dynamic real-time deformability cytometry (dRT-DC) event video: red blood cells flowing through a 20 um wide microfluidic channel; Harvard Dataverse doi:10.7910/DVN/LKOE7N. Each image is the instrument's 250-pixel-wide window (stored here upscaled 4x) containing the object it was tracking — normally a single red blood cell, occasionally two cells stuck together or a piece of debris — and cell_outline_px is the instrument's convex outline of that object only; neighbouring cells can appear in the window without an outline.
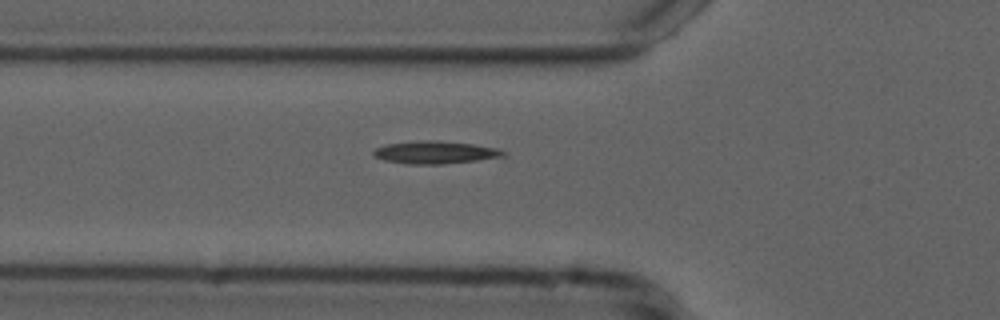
{"species": "common noctule bat (a hibernating species)", "species_latin": "Nyctalus noctula", "temperature_condition": "cold", "stored_images_in_passage": 32, "camera_frame_rate_fps": 3000, "um_per_image_px": 0.085, "animal": {"sex": "male", "forearm_length_mm": 52.5}, "frame": {"image": 1, "passage_image": 2, "time_ms": 0.333, "image_size_px": [1000, 320], "cell_outline_px": [[508, 156], [444, 164], [408, 164], [384, 160], [372, 156], [372, 152], [376, 148], [388, 144], [424, 140], [436, 140], [472, 144], [500, 148], [508, 152]], "centroid_in_image_um": [37.05, 12.95], "position_along_channel_um": 88.8, "area_um2": 17.22}}
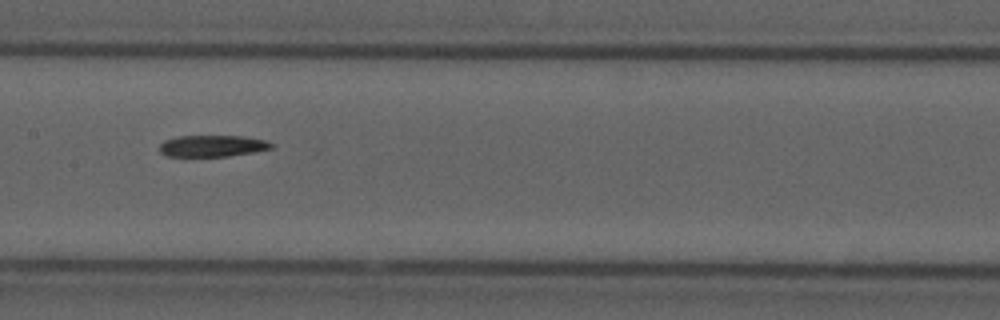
{"frame": {"image": 2, "passage_image": 10, "time_ms": 3.0, "image_size_px": [1000, 320], "cell_outline_px": [[276, 144], [272, 148], [252, 152], [228, 156], [168, 156], [160, 152], [160, 144], [164, 140], [180, 136], [244, 136], [264, 140]], "centroid_in_image_um": [18.07, 12.4], "position_along_channel_um": 189.3, "area_um2": 13.93}}
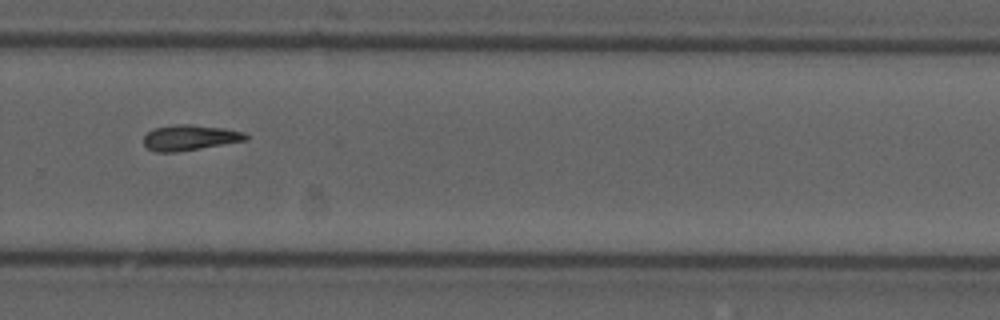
{"frame": {"image": 3, "passage_image": 20, "time_ms": 6.333, "image_size_px": [1000, 320], "cell_outline_px": [[248, 140], [176, 152], [156, 152], [148, 148], [144, 144], [144, 136], [152, 128], [176, 124], [192, 124], [224, 128], [244, 132], [248, 136]], "centroid_in_image_um": [16.13, 11.69], "position_along_channel_um": 313.7, "area_um2": 15.2}}